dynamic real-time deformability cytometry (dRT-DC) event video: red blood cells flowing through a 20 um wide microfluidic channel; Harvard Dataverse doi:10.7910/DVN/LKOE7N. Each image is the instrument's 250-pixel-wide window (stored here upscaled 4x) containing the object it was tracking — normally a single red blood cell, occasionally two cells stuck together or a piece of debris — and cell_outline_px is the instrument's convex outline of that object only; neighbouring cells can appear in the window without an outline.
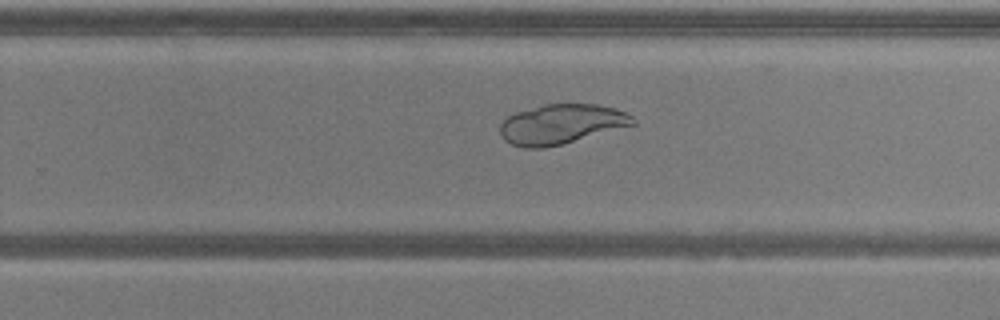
{"species": "common noctule bat (a hibernating species)", "species_latin": "Nyctalus noctula", "temperature_condition": "warm", "stored_images_in_passage": 45, "camera_frame_rate_fps": 3000, "um_per_image_px": 0.085, "animal": {"sex": "male", "body_mass_g": 20.5, "forearm_length_mm": 52.5}, "frame": {"image": 1, "passage_image": 32, "time_ms": 10.333, "image_size_px": [1000, 320], "cell_outline_px": [[636, 124], [560, 144], [544, 148], [524, 148], [512, 144], [504, 140], [500, 132], [500, 124], [508, 116], [516, 112], [544, 104], [596, 104], [616, 108], [632, 116], [636, 120]], "centroid_in_image_um": [47.7, 10.54], "position_along_channel_um": 282.1, "area_um2": 30.52}}